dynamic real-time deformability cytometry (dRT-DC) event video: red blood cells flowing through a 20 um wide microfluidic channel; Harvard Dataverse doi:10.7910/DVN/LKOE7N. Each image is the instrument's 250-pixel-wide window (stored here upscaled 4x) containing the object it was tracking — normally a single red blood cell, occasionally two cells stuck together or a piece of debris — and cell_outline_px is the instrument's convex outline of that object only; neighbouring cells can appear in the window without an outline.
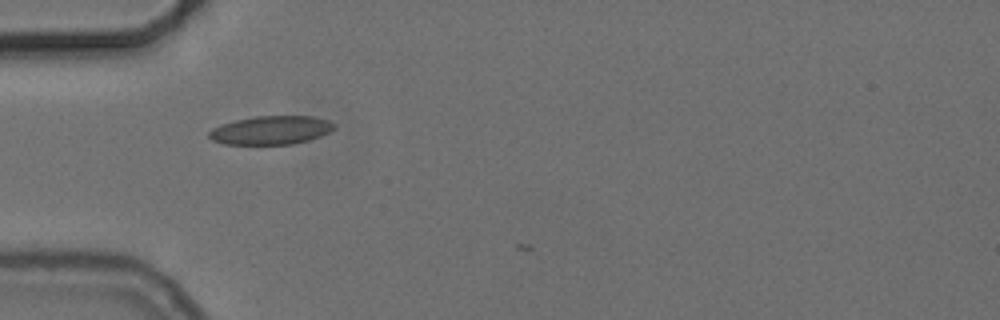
{"species": "common noctule bat (a hibernating species)", "species_latin": "Nyctalus noctula", "temperature_condition": "cold", "stored_images_in_passage": 5, "camera_frame_rate_fps": 3000, "um_per_image_px": 0.085, "animal": {"sex": "female", "body_mass_g": 24.6, "forearm_length_mm": 56.2}, "frame": {"image": 1, "passage_image": 4, "time_ms": 1.0, "image_size_px": [1000, 320], "cell_outline_px": [[336, 128], [332, 132], [308, 140], [292, 144], [224, 144], [212, 140], [208, 136], [208, 132], [212, 128], [220, 124], [236, 120], [256, 116], [312, 116], [328, 120], [336, 124]], "centroid_in_image_um": [23.05, 11.06], "position_along_channel_um": 61.9, "area_um2": 20.98}}